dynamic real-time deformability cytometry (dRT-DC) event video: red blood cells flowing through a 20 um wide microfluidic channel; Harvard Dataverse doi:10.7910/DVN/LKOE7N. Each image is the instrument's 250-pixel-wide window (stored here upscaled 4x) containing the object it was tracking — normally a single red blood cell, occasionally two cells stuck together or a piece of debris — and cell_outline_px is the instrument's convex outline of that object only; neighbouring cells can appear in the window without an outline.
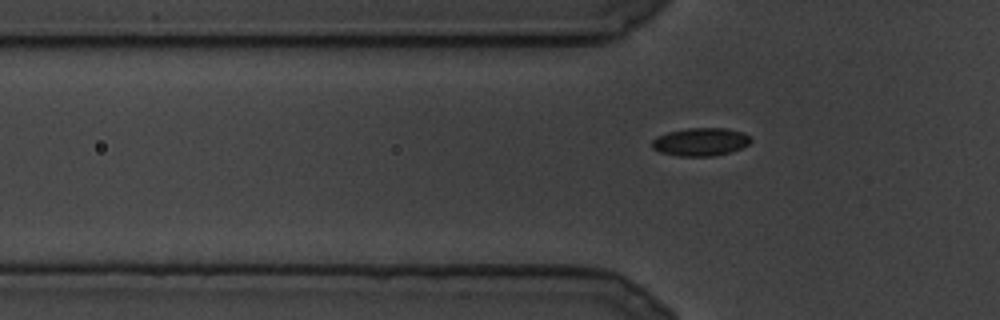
{"species": "common noctule bat (a hibernating species)", "species_latin": "Nyctalus noctula", "temperature_condition": "cold", "stored_images_in_passage": 78, "camera_frame_rate_fps": 3000, "um_per_image_px": 0.085, "animal": {"sex": "male", "body_mass_g": 19.5, "forearm_length_mm": 54.6}, "frame": {"image": 1, "passage_image": 9, "time_ms": 2.667, "image_size_px": [1000, 320], "cell_outline_px": [[752, 140], [748, 144], [740, 148], [728, 152], [712, 156], [680, 156], [660, 152], [652, 148], [652, 140], [656, 136], [668, 132], [688, 128], [724, 128], [740, 132], [748, 136]], "centroid_in_image_um": [59.5, 12.05], "position_along_channel_um": 66.3, "area_um2": 15.9}}
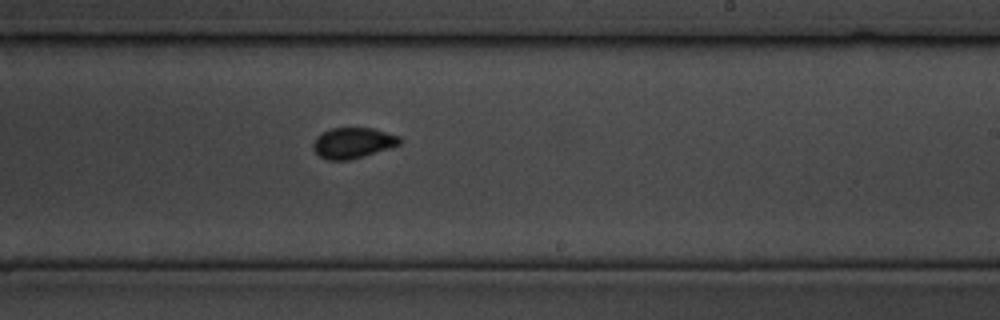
{"frame": {"image": 2, "passage_image": 39, "time_ms": 12.667, "image_size_px": [1000, 320], "cell_outline_px": [[400, 144], [364, 156], [348, 160], [328, 160], [320, 156], [312, 148], [312, 144], [316, 136], [320, 132], [328, 128], [372, 128], [400, 136]], "centroid_in_image_um": [29.94, 12.13], "position_along_channel_um": 259.1, "area_um2": 15.49}}
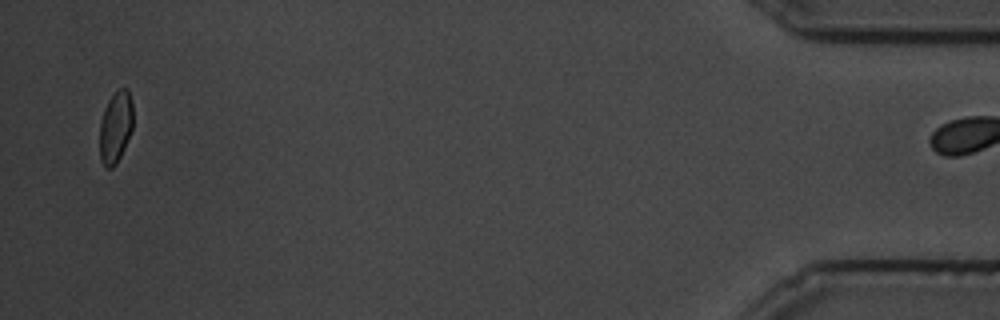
{"frame": {"image": 3, "passage_image": 77, "time_ms": 25.333, "image_size_px": [1000, 320], "cell_outline_px": [[132, 128], [124, 148], [116, 164], [112, 168], [104, 168], [100, 160], [100, 120], [104, 108], [108, 100], [120, 88], [128, 88], [132, 104]], "centroid_in_image_um": [9.8, 10.82], "position_along_channel_um": 425.4, "area_um2": 13.93}}